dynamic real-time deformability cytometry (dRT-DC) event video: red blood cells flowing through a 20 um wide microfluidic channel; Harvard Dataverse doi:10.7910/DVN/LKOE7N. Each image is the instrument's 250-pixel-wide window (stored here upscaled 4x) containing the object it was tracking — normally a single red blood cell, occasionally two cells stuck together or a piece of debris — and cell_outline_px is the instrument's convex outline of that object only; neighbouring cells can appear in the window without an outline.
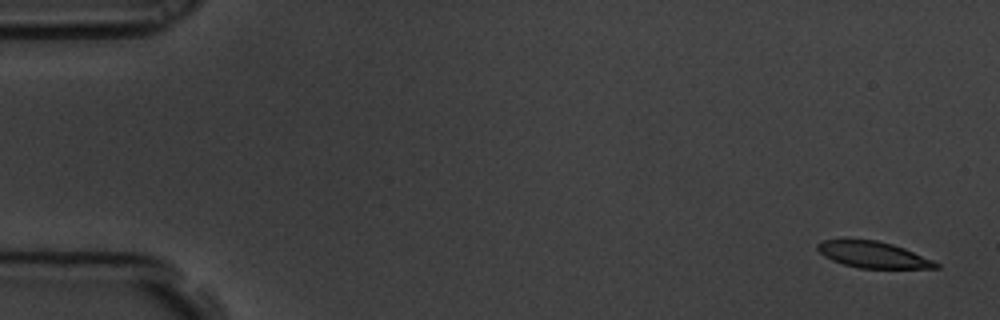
{"species": "common noctule bat (a hibernating species)", "species_latin": "Nyctalus noctula", "temperature_condition": "room temperature", "stored_images_in_passage": 6, "camera_frame_rate_fps": 3000, "um_per_image_px": 0.085, "animal": {"sex": "male", "body_mass_g": 19.5, "forearm_length_mm": 54.6}, "frame": {"image": 1, "passage_image": 1, "time_ms": 0.0, "image_size_px": [1000, 320], "cell_outline_px": [[940, 268], [860, 268], [844, 264], [832, 260], [824, 256], [816, 248], [816, 244], [824, 240], [876, 240], [892, 244], [904, 248], [932, 260], [940, 264]], "centroid_in_image_um": [74.21, 21.65], "position_along_channel_um": 10.8, "area_um2": 17.86}}